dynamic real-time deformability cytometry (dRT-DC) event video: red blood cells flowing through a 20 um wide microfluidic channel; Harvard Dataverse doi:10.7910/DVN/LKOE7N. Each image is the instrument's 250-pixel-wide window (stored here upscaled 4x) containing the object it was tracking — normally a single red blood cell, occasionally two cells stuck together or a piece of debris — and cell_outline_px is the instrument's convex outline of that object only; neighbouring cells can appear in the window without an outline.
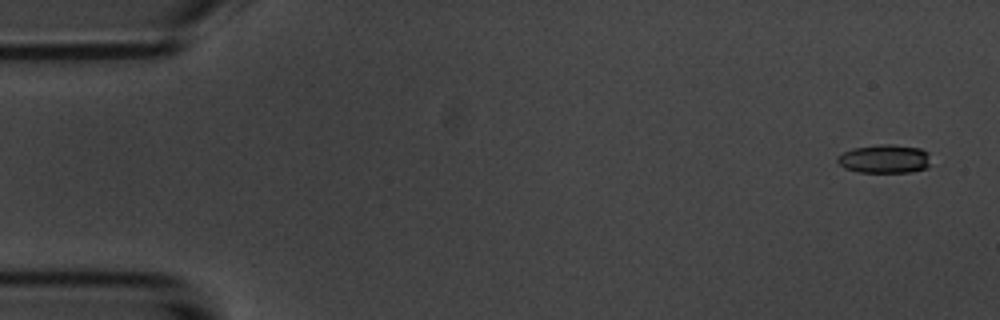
{"species": "common noctule bat (a hibernating species)", "species_latin": "Nyctalus noctula", "temperature_condition": "room temperature", "stored_images_in_passage": 4, "camera_frame_rate_fps": 3000, "um_per_image_px": 0.085, "animal": {"sex": "male", "body_mass_g": 20.1, "forearm_length_mm": 53.5}, "frame": {"image": 1, "passage_image": 1, "time_ms": 0.0, "image_size_px": [1000, 320], "cell_outline_px": [[928, 168], [912, 172], [856, 172], [844, 168], [836, 160], [836, 156], [852, 148], [880, 144], [892, 144], [920, 148], [928, 152]], "centroid_in_image_um": [75.16, 13.5], "position_along_channel_um": 9.8, "area_um2": 15.66}}